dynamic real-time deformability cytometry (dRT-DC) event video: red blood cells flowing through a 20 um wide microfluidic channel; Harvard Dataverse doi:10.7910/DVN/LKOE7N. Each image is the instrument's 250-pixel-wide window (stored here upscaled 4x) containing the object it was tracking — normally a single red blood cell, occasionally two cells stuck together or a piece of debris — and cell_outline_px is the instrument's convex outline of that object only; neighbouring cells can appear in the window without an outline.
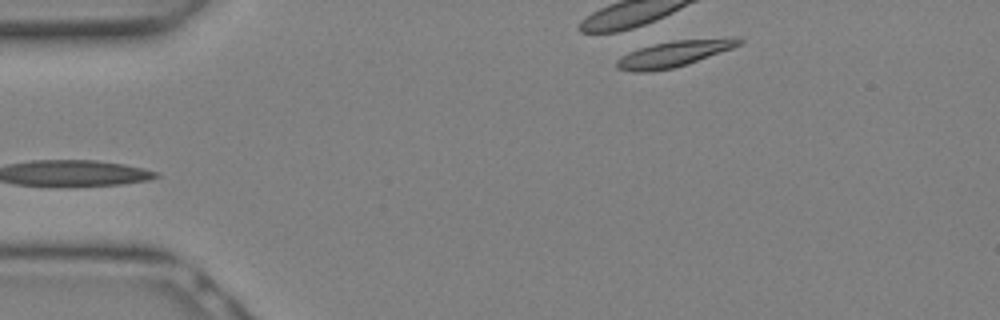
{"species": "Egyptian fruit bat (a non-hibernating species)", "species_latin": "Rousettus aegyptiacus", "temperature_condition": "warm", "stored_images_in_passage": 5, "camera_frame_rate_fps": 3000, "um_per_image_px": 0.085, "animal": {"sex": "female"}, "frame": {"image": 1, "passage_image": 5, "time_ms": 1.333, "image_size_px": [1000, 320], "cell_outline_px": [[744, 40], [740, 44], [732, 48], [688, 64], [672, 68], [648, 72], [636, 72], [616, 68], [616, 60], [620, 56], [628, 52], [652, 44], [672, 40], [728, 36], [740, 36]], "centroid_in_image_um": [57.35, 4.53], "position_along_channel_um": 27.6, "area_um2": 19.02}}